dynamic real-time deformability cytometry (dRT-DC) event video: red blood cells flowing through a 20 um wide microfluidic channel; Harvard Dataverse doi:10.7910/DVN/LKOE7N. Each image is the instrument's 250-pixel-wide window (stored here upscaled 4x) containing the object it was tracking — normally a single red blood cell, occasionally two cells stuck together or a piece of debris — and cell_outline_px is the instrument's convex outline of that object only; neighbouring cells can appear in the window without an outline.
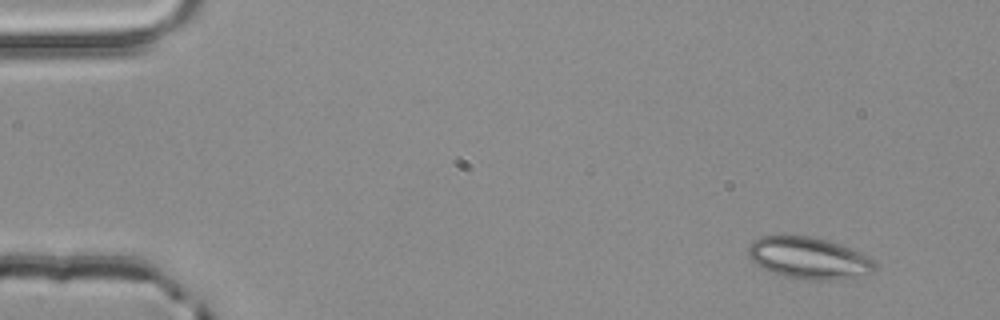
{"species": "common noctule bat (a hibernating species)", "species_latin": "Nyctalus noctula", "temperature_condition": "room temperature", "stored_images_in_passage": 4, "segment_of_instrument_passage": [1, 2], "camera_frame_rate_fps": 3000, "um_per_image_px": 0.085, "animal": {"sex": "male", "body_mass_g": 20.4}, "frame": {"image": 1, "passage_image": 1, "time_ms": 0.0, "image_size_px": [1000, 320], "cell_outline_px": [[876, 272], [832, 280], [804, 280], [784, 276], [772, 272], [756, 264], [748, 256], [748, 248], [752, 240], [760, 236], [812, 236], [828, 240], [840, 244], [868, 256], [876, 260]], "centroid_in_image_um": [68.76, 21.93], "position_along_channel_um": 16.2, "area_um2": 30.87}}